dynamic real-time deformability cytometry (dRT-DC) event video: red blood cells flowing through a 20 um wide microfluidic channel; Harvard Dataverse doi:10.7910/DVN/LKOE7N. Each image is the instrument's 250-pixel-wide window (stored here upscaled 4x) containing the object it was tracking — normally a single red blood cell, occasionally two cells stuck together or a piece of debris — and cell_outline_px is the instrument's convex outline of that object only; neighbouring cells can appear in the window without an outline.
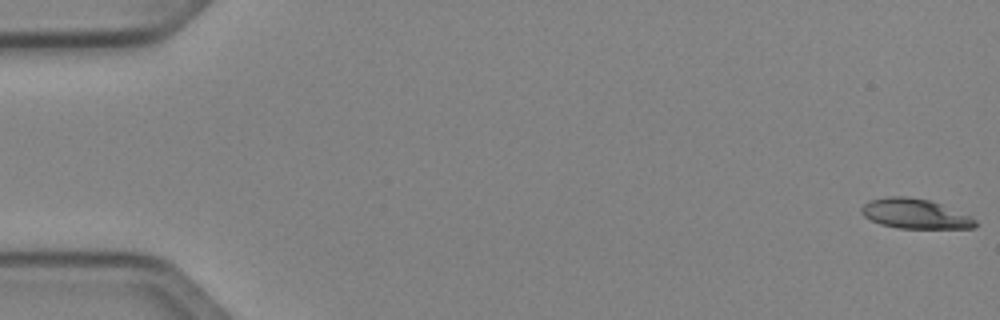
{"species": "Egyptian fruit bat (a non-hibernating species)", "species_latin": "Rousettus aegyptiacus", "temperature_condition": "cold", "stored_images_in_passage": 17, "camera_frame_rate_fps": 3000, "um_per_image_px": 0.085, "animal": {"sex": "female"}, "frame": {"image": 1, "passage_image": 1, "time_ms": 0.0, "image_size_px": [1000, 320], "cell_outline_px": [[976, 224], [972, 228], [896, 228], [880, 224], [864, 216], [860, 212], [860, 208], [868, 200], [888, 196], [908, 196], [928, 200], [940, 204], [972, 216], [976, 220]], "centroid_in_image_um": [77.74, 18.16], "position_along_channel_um": 7.3, "area_um2": 19.77}}
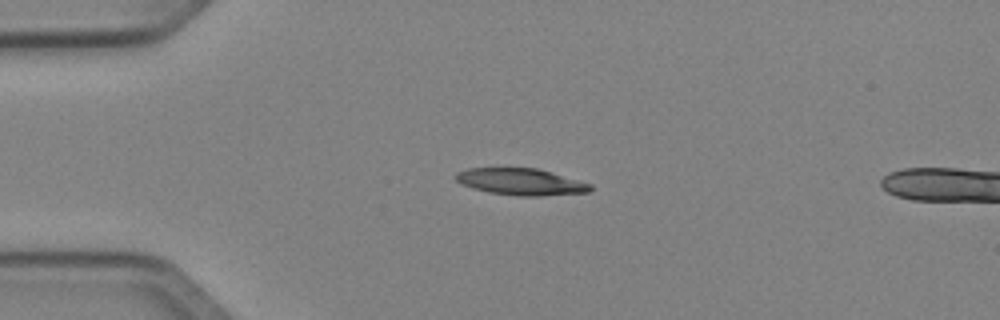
{"frame": {"image": 2, "passage_image": 13, "time_ms": 4.0, "image_size_px": [1000, 320], "cell_outline_px": [[592, 188], [588, 192], [540, 196], [516, 196], [488, 192], [472, 188], [460, 184], [452, 176], [456, 172], [468, 168], [536, 168], [552, 172], [592, 184]], "centroid_in_image_um": [44.23, 15.45], "position_along_channel_um": 40.8, "area_um2": 21.1}}